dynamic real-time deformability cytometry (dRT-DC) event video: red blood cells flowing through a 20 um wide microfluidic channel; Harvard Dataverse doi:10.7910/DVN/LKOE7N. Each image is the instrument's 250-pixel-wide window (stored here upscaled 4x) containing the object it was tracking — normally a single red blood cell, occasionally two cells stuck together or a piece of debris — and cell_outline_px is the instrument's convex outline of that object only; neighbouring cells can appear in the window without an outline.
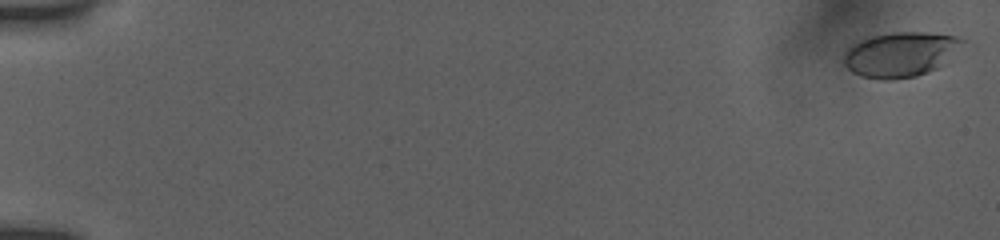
{"species": "human", "species_latin": "Homo sapiens", "temperature_condition": "room temperature", "stored_images_in_passage": 53, "camera_frame_rate_fps": 3000, "um_per_image_px": 0.085, "donor": {"sex": "female"}, "frame": {"image": 1, "passage_image": 1, "time_ms": 0.0, "image_size_px": [1000, 240], "cell_outline_px": [[968, 40], [936, 68], [916, 76], [888, 80], [884, 80], [860, 76], [852, 72], [840, 60], [844, 52], [848, 48], [872, 36], [892, 32], [924, 32], [960, 36]], "centroid_in_image_um": [76.52, 4.62], "position_along_channel_um": 8.5, "area_um2": 30.81}}
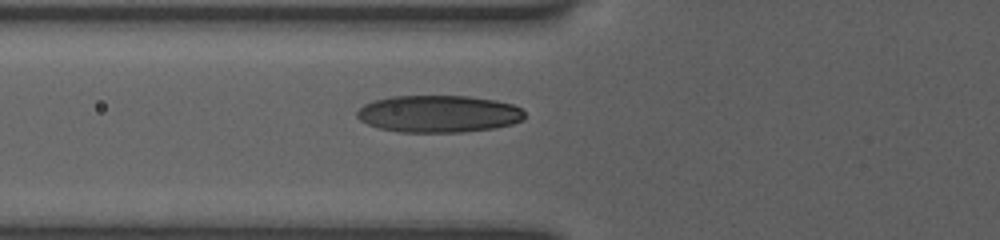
{"frame": {"image": 2, "passage_image": 38, "time_ms": 7.0, "image_size_px": [1000, 240], "cell_outline_px": [[524, 120], [512, 124], [496, 128], [464, 132], [400, 132], [380, 128], [368, 124], [360, 120], [356, 116], [356, 112], [364, 104], [376, 100], [392, 96], [468, 96], [496, 100], [512, 104], [520, 108], [524, 112]], "centroid_in_image_um": [37.3, 9.68], "position_along_channel_um": 88.5, "area_um2": 36.36}}
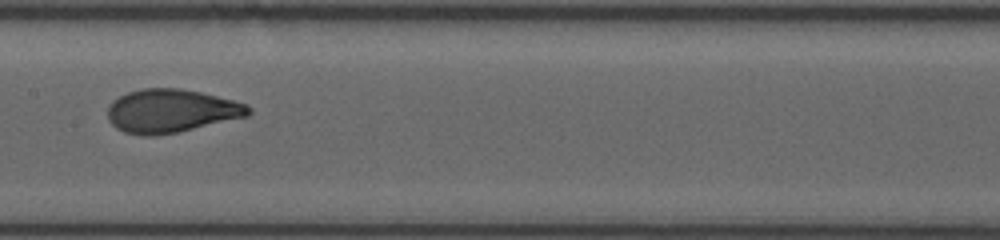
{"frame": {"image": 3, "passage_image": 52, "time_ms": 9.667, "image_size_px": [1000, 240], "cell_outline_px": [[252, 112], [248, 116], [180, 132], [156, 136], [140, 136], [124, 132], [116, 128], [108, 120], [108, 104], [112, 100], [128, 92], [144, 88], [180, 88], [200, 92], [248, 104], [252, 108]], "centroid_in_image_um": [14.54, 9.44], "position_along_channel_um": 192.9, "area_um2": 35.95}}